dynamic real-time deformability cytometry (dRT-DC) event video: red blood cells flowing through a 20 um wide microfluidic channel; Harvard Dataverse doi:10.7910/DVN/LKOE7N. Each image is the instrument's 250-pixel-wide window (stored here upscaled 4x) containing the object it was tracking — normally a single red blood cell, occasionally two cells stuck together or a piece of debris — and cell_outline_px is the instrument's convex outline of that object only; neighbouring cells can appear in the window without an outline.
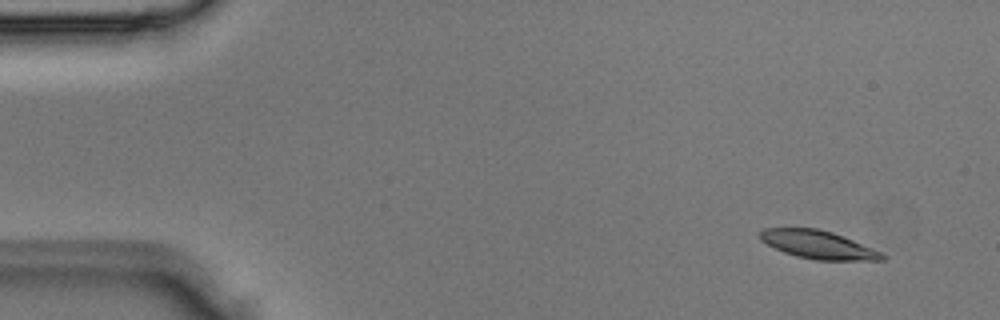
{"species": "Egyptian fruit bat (a non-hibernating species)", "species_latin": "Rousettus aegyptiacus", "temperature_condition": "room temperature", "stored_images_in_passage": 4, "camera_frame_rate_fps": 3000, "um_per_image_px": 0.085, "animal": {"sex": "male"}, "frame": {"image": 1, "passage_image": 1, "time_ms": 0.0, "image_size_px": [1000, 320], "cell_outline_px": [[884, 260], [816, 260], [796, 256], [784, 252], [760, 240], [760, 232], [764, 228], [816, 228], [832, 232], [872, 248], [880, 252], [884, 256]], "centroid_in_image_um": [69.51, 20.79], "position_along_channel_um": 15.5, "area_um2": 19.65}}
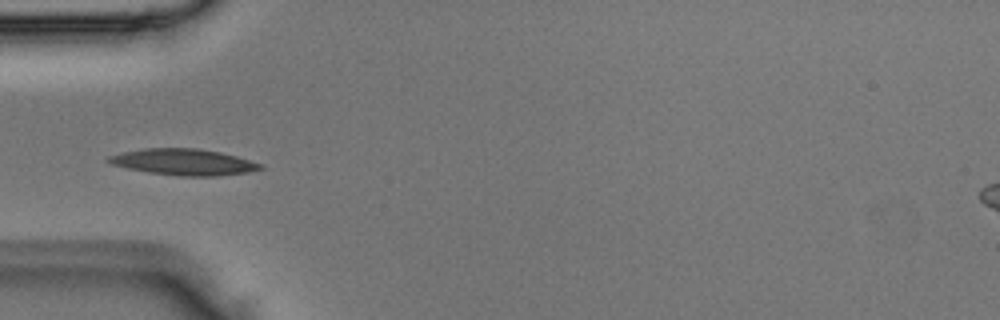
{"frame": {"image": 2, "passage_image": 3, "time_ms": 0.667, "image_size_px": [1000, 320], "cell_outline_px": [[264, 168], [248, 172], [216, 176], [180, 176], [148, 172], [128, 168], [112, 164], [104, 160], [108, 156], [124, 152], [144, 148], [200, 148], [220, 152], [236, 156], [264, 164]], "centroid_in_image_um": [15.62, 13.77], "position_along_channel_um": 69.4, "area_um2": 23.24}}